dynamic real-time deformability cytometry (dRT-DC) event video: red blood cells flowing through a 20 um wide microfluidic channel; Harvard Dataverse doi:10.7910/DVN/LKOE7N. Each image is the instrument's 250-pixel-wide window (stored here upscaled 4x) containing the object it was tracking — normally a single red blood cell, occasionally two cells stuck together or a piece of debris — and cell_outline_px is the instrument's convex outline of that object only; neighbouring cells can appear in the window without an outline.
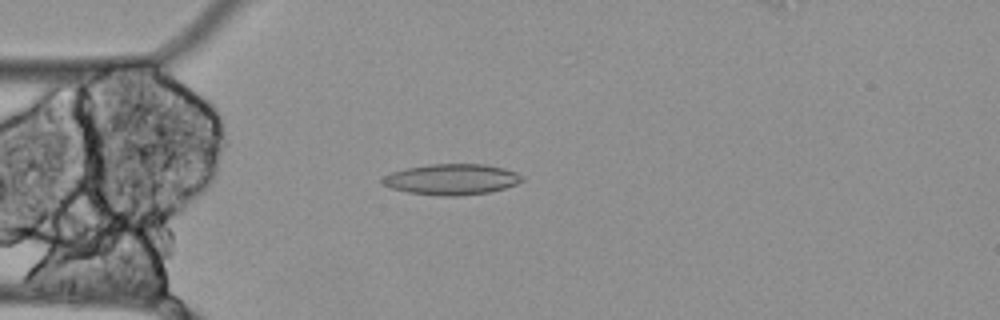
{"species": "Egyptian fruit bat (a non-hibernating species)", "species_latin": "Rousettus aegyptiacus", "temperature_condition": "cold", "stored_images_in_passage": 46, "camera_frame_rate_fps": 3000, "um_per_image_px": 0.085, "animal": {"sex": "female"}, "frame": {"image": 1, "passage_image": 15, "time_ms": 4.667, "image_size_px": [1000, 320], "cell_outline_px": [[524, 180], [516, 184], [504, 188], [488, 192], [456, 196], [440, 196], [408, 192], [392, 188], [384, 184], [380, 180], [384, 176], [392, 172], [408, 168], [428, 164], [484, 164], [504, 168], [516, 172], [524, 176]], "centroid_in_image_um": [38.42, 15.24], "position_along_channel_um": 46.6, "area_um2": 24.97}}
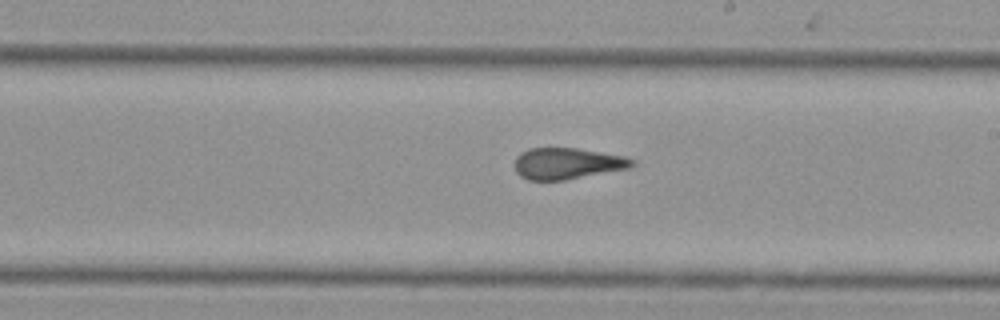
{"frame": {"image": 2, "passage_image": 32, "time_ms": 10.333, "image_size_px": [1000, 320], "cell_outline_px": [[636, 164], [632, 168], [564, 180], [528, 180], [520, 176], [516, 172], [516, 156], [520, 152], [528, 148], [576, 148], [624, 156], [636, 160]], "centroid_in_image_um": [48.25, 13.9], "position_along_channel_um": 240.8, "area_um2": 21.56}}
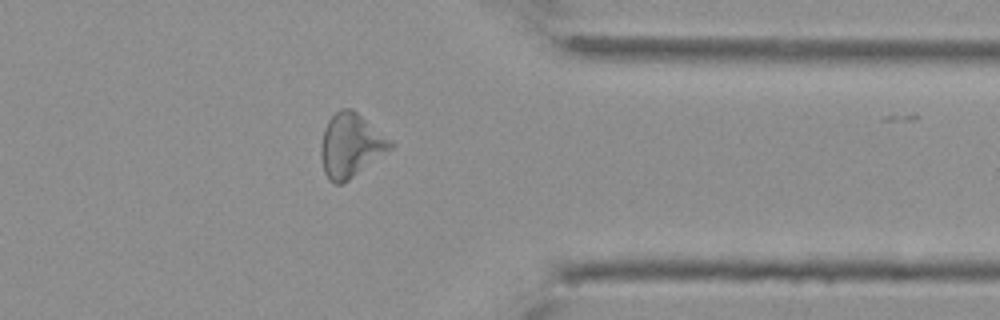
{"frame": {"image": 3, "passage_image": 45, "time_ms": 14.667, "image_size_px": [1000, 320], "cell_outline_px": [[396, 144], [392, 148], [348, 180], [340, 184], [336, 184], [328, 180], [324, 172], [320, 156], [320, 148], [324, 128], [328, 120], [340, 108], [352, 108]], "centroid_in_image_um": [29.79, 12.35], "position_along_channel_um": 381.6, "area_um2": 25.66}}